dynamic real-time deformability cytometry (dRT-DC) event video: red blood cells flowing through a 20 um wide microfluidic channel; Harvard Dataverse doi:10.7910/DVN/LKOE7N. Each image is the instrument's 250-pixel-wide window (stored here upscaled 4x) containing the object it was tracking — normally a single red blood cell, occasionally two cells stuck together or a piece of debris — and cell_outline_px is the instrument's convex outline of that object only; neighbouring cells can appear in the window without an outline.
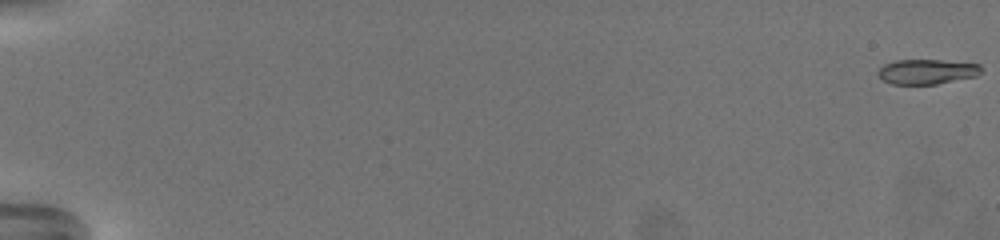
{"species": "common noctule bat (a hibernating species)", "species_latin": "Nyctalus noctula", "temperature_condition": "warm", "stored_images_in_passage": 68, "camera_frame_rate_fps": 3000, "um_per_image_px": 0.085, "animal": {"sex": "female", "body_mass_g": 19.5, "forearm_length_mm": 54.1}, "frame": {"image": 1, "passage_image": 1, "time_ms": 0.0, "image_size_px": [1000, 240], "cell_outline_px": [[980, 72], [976, 76], [936, 84], [892, 84], [884, 80], [876, 72], [884, 64], [896, 60], [940, 60], [980, 64]], "centroid_in_image_um": [78.76, 6.09], "position_along_channel_um": 6.2, "area_um2": 14.8}}
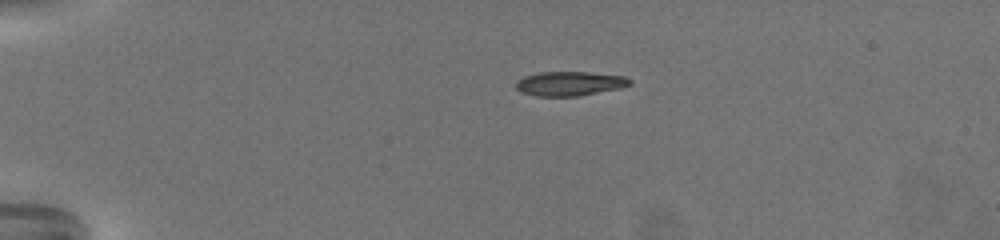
{"frame": {"image": 2, "passage_image": 18, "time_ms": 5.667, "image_size_px": [1000, 240], "cell_outline_px": [[632, 84], [620, 88], [576, 96], [536, 96], [520, 92], [516, 88], [516, 80], [524, 76], [540, 72], [588, 72], [624, 76], [632, 80]], "centroid_in_image_um": [48.4, 7.1], "position_along_channel_um": 36.6, "area_um2": 16.13}}
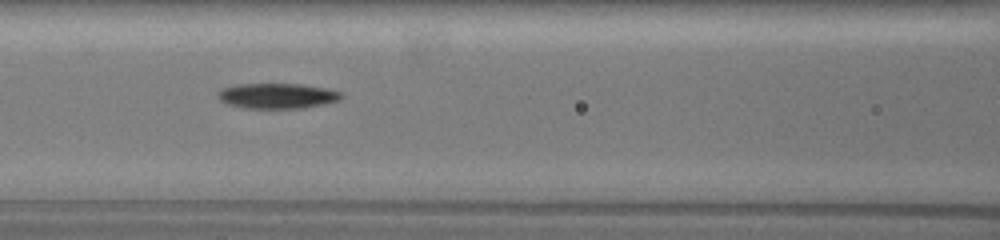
{"frame": {"image": 3, "passage_image": 34, "time_ms": 11.0, "image_size_px": [1000, 240], "cell_outline_px": [[344, 96], [340, 100], [324, 104], [304, 108], [244, 108], [228, 104], [220, 100], [216, 96], [216, 92], [224, 88], [236, 84], [300, 84], [324, 88], [340, 92]], "centroid_in_image_um": [23.55, 8.15], "position_along_channel_um": 143.1, "area_um2": 18.21}, "authors_computed_cell_mechanics": {"area_um2": 16.9932, "velocity_mm_per_s": 3.2655, "shape_relaxation_time_tau1_ms": 9.1866, "shape_relaxation_time_tau2_ms": 7.6703, "deformation_change_tau1": 0.2245, "deformation_change_tau2": 0.1338}}